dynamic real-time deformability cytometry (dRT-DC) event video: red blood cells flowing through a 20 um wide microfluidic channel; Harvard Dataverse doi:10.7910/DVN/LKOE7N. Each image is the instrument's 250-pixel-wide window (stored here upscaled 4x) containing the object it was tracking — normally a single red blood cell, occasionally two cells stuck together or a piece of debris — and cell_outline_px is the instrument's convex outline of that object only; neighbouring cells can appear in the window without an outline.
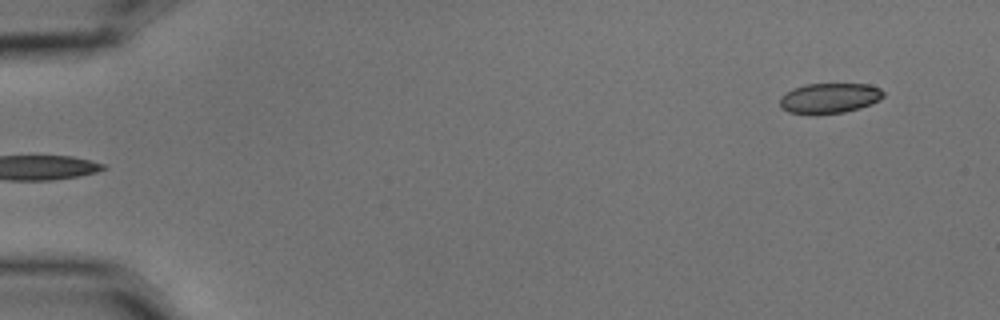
{"species": "common noctule bat (a hibernating species)", "species_latin": "Nyctalus noctula", "temperature_condition": "cold", "stored_images_in_passage": 5, "segment_of_instrument_passage": [2, 2], "camera_frame_rate_fps": 3000, "um_per_image_px": 0.085, "animal": {"sex": "male", "body_mass_g": 15.6}, "frame": {"image": 1, "passage_image": 5, "time_ms": 1.333, "image_size_px": [1000, 320], "cell_outline_px": [[884, 96], [880, 100], [872, 104], [860, 108], [844, 112], [788, 112], [780, 108], [780, 96], [792, 88], [804, 84], [868, 84], [880, 88], [884, 92]], "centroid_in_image_um": [70.53, 8.31], "position_along_channel_um": 14.5, "area_um2": 17.98}}